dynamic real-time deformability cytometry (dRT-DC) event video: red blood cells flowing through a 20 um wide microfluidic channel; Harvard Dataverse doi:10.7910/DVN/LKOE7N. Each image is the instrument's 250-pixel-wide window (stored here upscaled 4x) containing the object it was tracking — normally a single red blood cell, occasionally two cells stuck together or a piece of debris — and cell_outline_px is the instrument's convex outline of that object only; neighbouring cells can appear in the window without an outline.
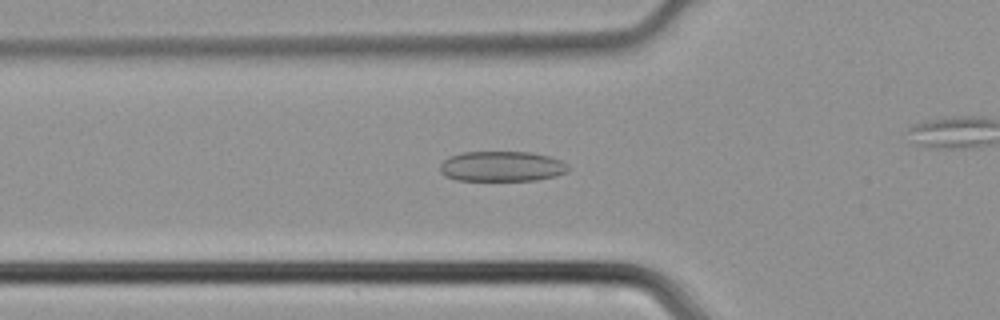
{"species": "common noctule bat (a hibernating species)", "species_latin": "Nyctalus noctula", "temperature_condition": "cold", "stored_images_in_passage": 34, "camera_frame_rate_fps": 3000, "um_per_image_px": 0.085, "animal": {"sex": "male", "body_mass_g": 21.5, "forearm_length_mm": 52.0}, "frame": {"image": 1, "passage_image": 11, "time_ms": 3.333, "image_size_px": [1000, 320], "cell_outline_px": [[568, 172], [556, 176], [536, 180], [456, 180], [444, 176], [440, 172], [440, 164], [448, 156], [464, 152], [532, 152], [548, 156], [560, 160], [568, 164]], "centroid_in_image_um": [42.64, 14.14], "position_along_channel_um": 83.2, "area_um2": 22.72}}
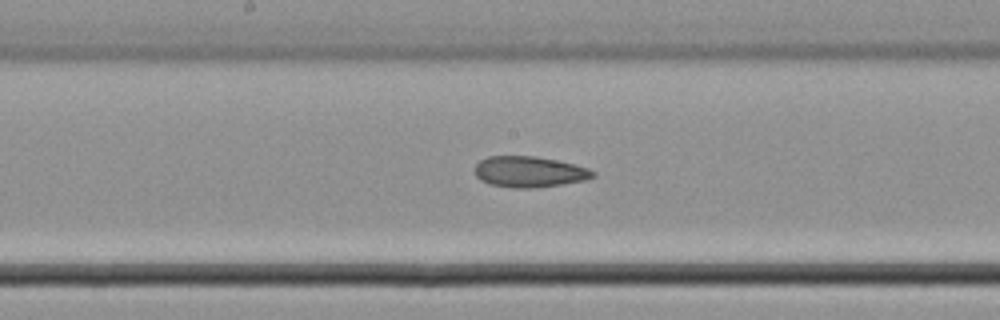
{"frame": {"image": 2, "passage_image": 19, "time_ms": 6.0, "image_size_px": [1000, 320], "cell_outline_px": [[596, 176], [584, 180], [560, 184], [532, 188], [512, 188], [488, 184], [480, 180], [476, 176], [476, 164], [480, 160], [488, 156], [536, 156], [556, 160], [588, 168], [596, 172]], "centroid_in_image_um": [44.97, 14.6], "position_along_channel_um": 203.2, "area_um2": 21.21}}
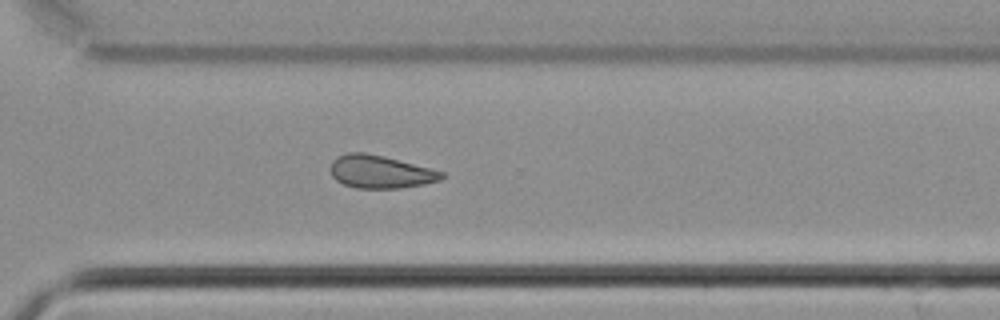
{"frame": {"image": 3, "passage_image": 28, "time_ms": 9.0, "image_size_px": [1000, 320], "cell_outline_px": [[444, 176], [440, 180], [424, 184], [400, 188], [356, 188], [344, 184], [336, 180], [332, 176], [332, 160], [336, 156], [348, 152], [364, 152], [384, 156], [444, 172]], "centroid_in_image_um": [32.31, 14.6], "position_along_channel_um": 338.3, "area_um2": 21.15}}